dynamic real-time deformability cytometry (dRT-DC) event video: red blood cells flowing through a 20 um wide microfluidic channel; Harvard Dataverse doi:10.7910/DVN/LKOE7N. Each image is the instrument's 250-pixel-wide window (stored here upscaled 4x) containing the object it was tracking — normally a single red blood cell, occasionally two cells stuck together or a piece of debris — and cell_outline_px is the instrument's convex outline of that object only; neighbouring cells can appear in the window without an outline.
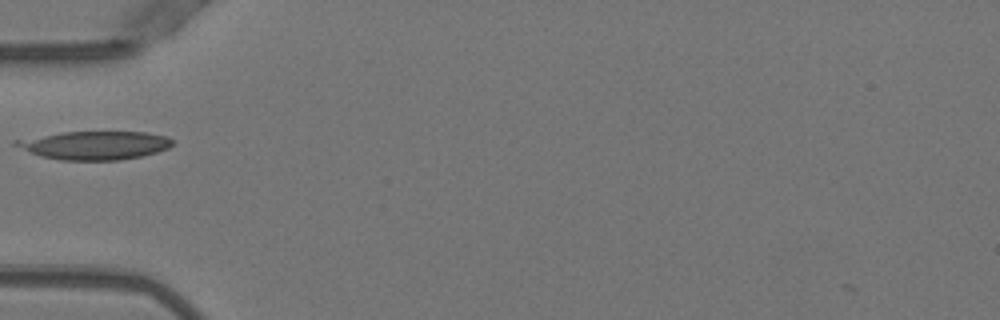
{"species": "Egyptian fruit bat (a non-hibernating species)", "species_latin": "Rousettus aegyptiacus", "temperature_condition": "warm", "stored_images_in_passage": 33, "camera_frame_rate_fps": 3000, "um_per_image_px": 0.085, "animal": {"sex": "female"}, "frame": {"image": 1, "passage_image": 3, "time_ms": 0.667, "image_size_px": [1000, 320], "cell_outline_px": [[176, 140], [168, 148], [156, 152], [140, 156], [120, 160], [60, 160], [40, 156], [12, 144], [12, 140], [60, 132], [144, 132], [168, 136]], "centroid_in_image_um": [8.05, 12.34], "position_along_channel_um": 77.0, "area_um2": 26.01}}
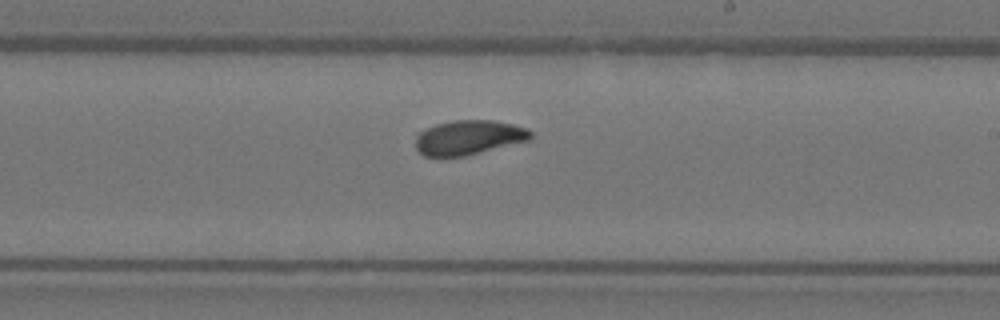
{"frame": {"image": 2, "passage_image": 16, "time_ms": 5.0, "image_size_px": [1000, 320], "cell_outline_px": [[532, 136], [528, 140], [464, 156], [424, 156], [416, 148], [416, 132], [436, 124], [452, 120], [492, 120], [512, 124], [528, 128], [532, 132]], "centroid_in_image_um": [39.81, 11.67], "position_along_channel_um": 249.2, "area_um2": 23.06}}
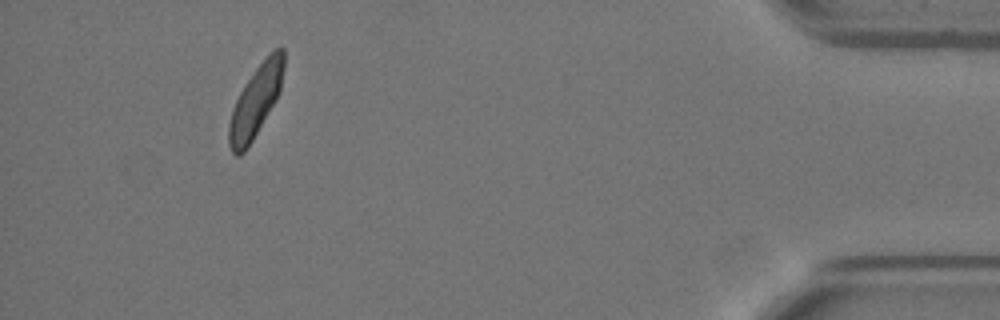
{"frame": {"image": 3, "passage_image": 33, "time_ms": 10.667, "image_size_px": [1000, 320], "cell_outline_px": [[284, 68], [280, 92], [276, 100], [252, 140], [244, 152], [240, 156], [236, 156], [232, 152], [228, 144], [228, 124], [232, 108], [244, 84], [256, 68], [276, 48], [284, 48]], "centroid_in_image_um": [21.71, 8.64], "position_along_channel_um": 413.5, "area_um2": 22.6}, "authors_computed_cell_mechanics": {"area_um2": 23.0622, "velocity_mm_per_s": 3.9726, "shape_relaxation_time_tau1_ms": 3.5321, "shape_relaxation_time_tau2_ms": null, "deformation_change_tau1": 0.159, "deformation_change_tau2": null}}